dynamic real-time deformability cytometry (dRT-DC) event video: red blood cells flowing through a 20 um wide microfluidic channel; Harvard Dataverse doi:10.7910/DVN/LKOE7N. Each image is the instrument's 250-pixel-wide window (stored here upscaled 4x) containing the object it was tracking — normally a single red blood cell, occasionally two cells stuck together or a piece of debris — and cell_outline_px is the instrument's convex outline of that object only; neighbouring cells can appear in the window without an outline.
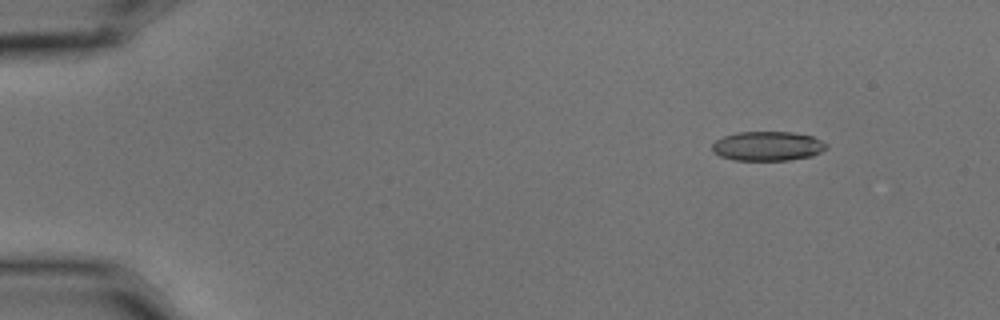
{"species": "common noctule bat (a hibernating species)", "species_latin": "Nyctalus noctula", "temperature_condition": "cold", "stored_images_in_passage": 5, "camera_frame_rate_fps": 3000, "um_per_image_px": 0.085, "animal": {"sex": "male", "body_mass_g": 15.6}, "frame": {"image": 1, "passage_image": 2, "time_ms": 0.333, "image_size_px": [1000, 320], "cell_outline_px": [[828, 148], [812, 156], [788, 160], [732, 160], [720, 156], [712, 152], [712, 144], [716, 140], [724, 136], [736, 132], [792, 132], [812, 136], [828, 144]], "centroid_in_image_um": [65.24, 12.42], "position_along_channel_um": 19.8, "area_um2": 19.65}}
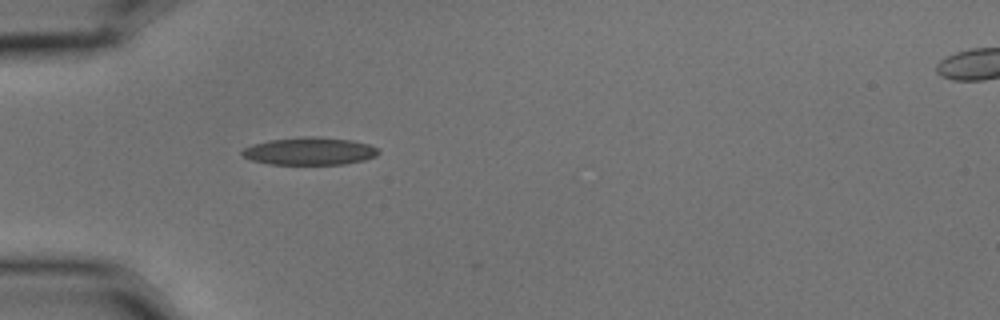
{"frame": {"image": 2, "passage_image": 5, "time_ms": 1.333, "image_size_px": [1000, 320], "cell_outline_px": [[380, 152], [376, 156], [364, 160], [344, 164], [268, 164], [252, 160], [244, 156], [240, 152], [244, 148], [252, 144], [272, 140], [304, 136], [316, 136], [352, 140], [368, 144], [376, 148]], "centroid_in_image_um": [26.32, 12.84], "position_along_channel_um": 58.7, "area_um2": 21.85}}